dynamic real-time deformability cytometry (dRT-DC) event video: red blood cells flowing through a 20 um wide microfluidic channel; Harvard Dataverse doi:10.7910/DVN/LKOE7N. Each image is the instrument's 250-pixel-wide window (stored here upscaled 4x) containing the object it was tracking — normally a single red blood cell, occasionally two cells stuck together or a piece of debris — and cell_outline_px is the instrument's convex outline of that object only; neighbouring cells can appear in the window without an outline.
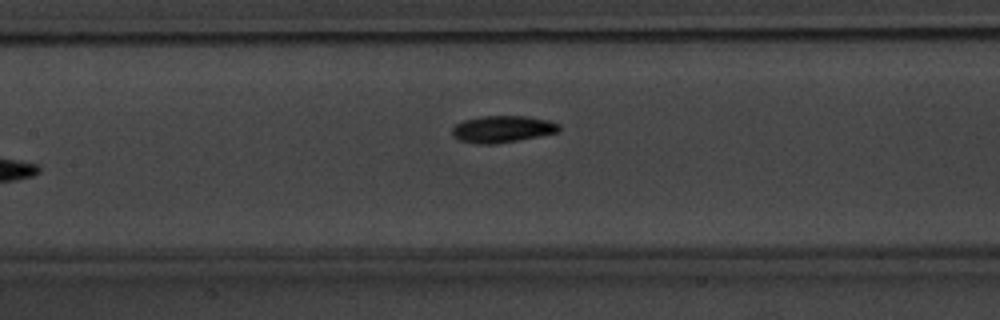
{"species": "common noctule bat (a hibernating species)", "species_latin": "Nyctalus noctula", "temperature_condition": "warm", "stored_images_in_passage": 6, "camera_frame_rate_fps": 3000, "um_per_image_px": 0.085, "animal": {"sex": "male", "body_mass_g": 20.1, "forearm_length_mm": 53.5}, "frame": {"image": 1, "passage_image": 6, "time_ms": 7.0, "image_size_px": [1000, 320], "cell_outline_px": [[560, 132], [496, 144], [476, 144], [460, 140], [452, 136], [452, 128], [456, 124], [464, 120], [480, 116], [528, 116], [548, 120], [560, 124]], "centroid_in_image_um": [42.71, 10.97], "position_along_channel_um": 164.7, "area_um2": 16.82}}